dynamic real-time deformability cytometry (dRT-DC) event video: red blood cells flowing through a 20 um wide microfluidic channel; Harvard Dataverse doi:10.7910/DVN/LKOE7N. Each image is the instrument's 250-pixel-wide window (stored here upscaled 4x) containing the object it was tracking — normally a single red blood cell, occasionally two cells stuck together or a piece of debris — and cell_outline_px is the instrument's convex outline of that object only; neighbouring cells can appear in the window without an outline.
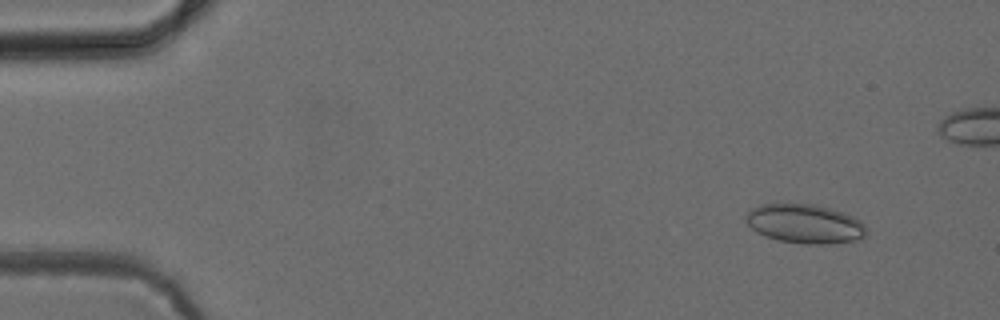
{"species": "common noctule bat (a hibernating species)", "species_latin": "Nyctalus noctula", "temperature_condition": "cold", "stored_images_in_passage": 7, "camera_frame_rate_fps": 3000, "um_per_image_px": 0.085, "animal": {"sex": "female", "body_mass_g": 24.6, "forearm_length_mm": 56.2}, "frame": {"image": 1, "passage_image": 2, "time_ms": 1.0, "image_size_px": [1000, 320], "cell_outline_px": [[868, 232], [860, 240], [832, 244], [804, 244], [776, 240], [764, 236], [756, 232], [744, 220], [744, 216], [752, 208], [760, 204], [812, 204], [828, 208], [852, 216], [860, 220], [868, 228]], "centroid_in_image_um": [68.41, 19.04], "position_along_channel_um": 16.6, "area_um2": 27.74}}
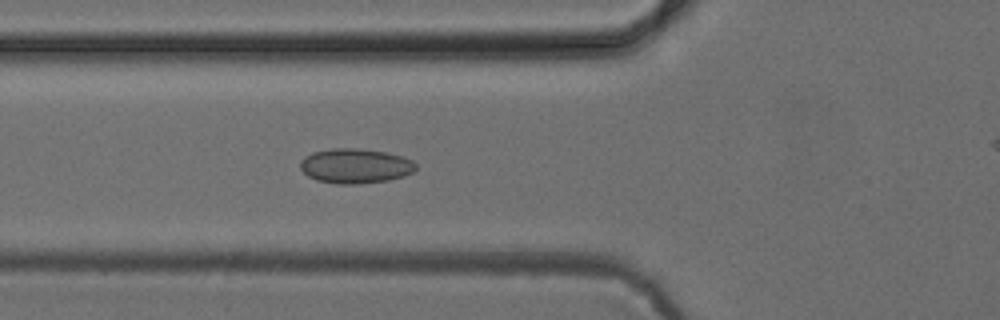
{"frame": {"image": 2, "passage_image": 6, "time_ms": 5.667, "image_size_px": [1000, 320], "cell_outline_px": [[416, 168], [412, 172], [404, 176], [388, 180], [356, 184], [336, 184], [316, 180], [308, 176], [300, 168], [300, 160], [304, 156], [312, 152], [332, 148], [356, 148], [384, 152], [404, 156], [412, 160], [416, 164]], "centroid_in_image_um": [30.18, 14.1], "position_along_channel_um": 95.6, "area_um2": 23.52}}